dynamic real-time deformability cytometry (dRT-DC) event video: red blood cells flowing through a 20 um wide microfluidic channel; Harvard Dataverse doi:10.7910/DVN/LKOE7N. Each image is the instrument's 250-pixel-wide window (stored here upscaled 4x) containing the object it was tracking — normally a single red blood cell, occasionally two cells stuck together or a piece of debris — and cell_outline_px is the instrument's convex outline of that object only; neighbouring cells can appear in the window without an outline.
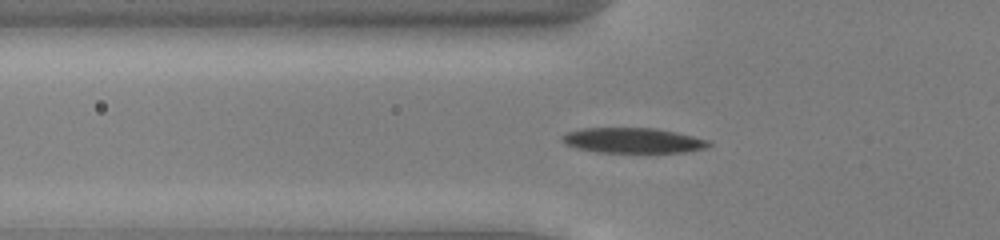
{"species": "common noctule bat (a hibernating species)", "species_latin": "Nyctalus noctula", "temperature_condition": "cold", "stored_images_in_passage": 38, "camera_frame_rate_fps": 3000, "um_per_image_px": 0.085, "animal": {"sex": "male", "body_mass_g": 13.0, "forearm_length_mm": 53.1}, "frame": {"image": 1, "passage_image": 4, "time_ms": 1.0, "image_size_px": [1000, 240], "cell_outline_px": [[712, 144], [704, 148], [684, 152], [596, 152], [576, 148], [560, 140], [560, 136], [568, 132], [584, 128], [656, 128], [676, 132], [708, 140]], "centroid_in_image_um": [53.77, 11.93], "position_along_channel_um": 72.0, "area_um2": 21.39}}
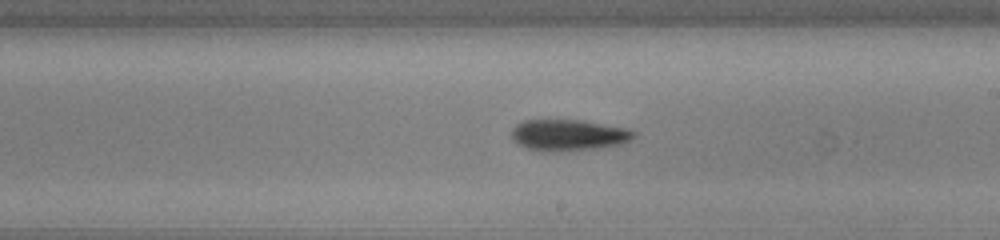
{"frame": {"image": 2, "passage_image": 17, "time_ms": 5.333, "image_size_px": [1000, 240], "cell_outline_px": [[636, 136], [632, 140], [620, 144], [596, 148], [560, 152], [540, 152], [516, 144], [512, 140], [512, 128], [516, 124], [524, 120], [580, 120], [628, 128], [636, 132]], "centroid_in_image_um": [48.3, 11.49], "position_along_channel_um": 240.7, "area_um2": 22.6}}
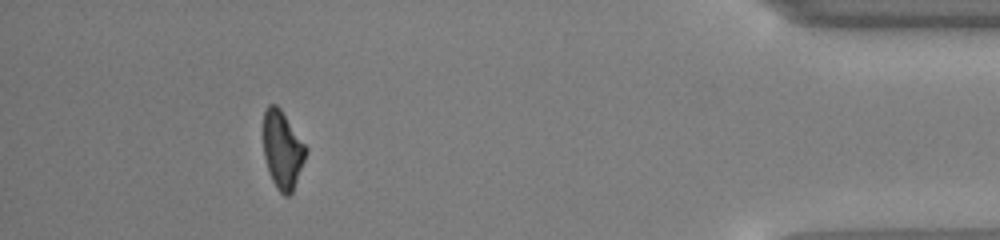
{"frame": {"image": 3, "passage_image": 34, "time_ms": 11.0, "image_size_px": [1000, 240], "cell_outline_px": [[308, 152], [292, 192], [288, 196], [284, 196], [276, 188], [268, 172], [264, 156], [264, 112], [268, 104], [276, 104], [280, 108], [308, 148]], "centroid_in_image_um": [24.02, 12.74], "position_along_channel_um": 411.2, "area_um2": 19.31}, "authors_computed_cell_mechanics": {"area_um2": 21.1837, "velocity_mm_per_s": 3.914, "shape_relaxation_time_tau1_ms": 3.0859, "shape_relaxation_time_tau2_ms": null, "deformation_change_tau1": 0.1303, "deformation_change_tau2": null}}